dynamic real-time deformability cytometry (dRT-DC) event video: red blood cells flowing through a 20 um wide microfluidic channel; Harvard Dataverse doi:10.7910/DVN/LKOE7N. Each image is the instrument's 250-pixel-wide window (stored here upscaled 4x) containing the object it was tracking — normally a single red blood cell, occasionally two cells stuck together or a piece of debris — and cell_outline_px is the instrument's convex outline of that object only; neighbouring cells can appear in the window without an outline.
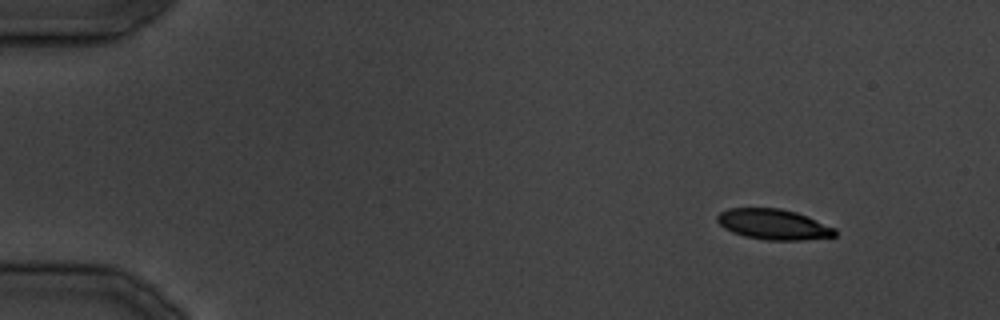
{"species": "common noctule bat (a hibernating species)", "species_latin": "Nyctalus noctula", "temperature_condition": "cold", "stored_images_in_passage": 11, "camera_frame_rate_fps": 3000, "um_per_image_px": 0.085, "animal": {"sex": "male", "body_mass_g": 19.5, "forearm_length_mm": 54.6}, "frame": {"image": 1, "passage_image": 4, "time_ms": 3.333, "image_size_px": [1000, 320], "cell_outline_px": [[836, 236], [800, 240], [764, 240], [744, 236], [732, 232], [724, 228], [716, 220], [716, 216], [720, 212], [728, 208], [780, 208], [796, 212], [808, 216], [836, 228]], "centroid_in_image_um": [65.74, 19.06], "position_along_channel_um": 19.3, "area_um2": 21.04}}